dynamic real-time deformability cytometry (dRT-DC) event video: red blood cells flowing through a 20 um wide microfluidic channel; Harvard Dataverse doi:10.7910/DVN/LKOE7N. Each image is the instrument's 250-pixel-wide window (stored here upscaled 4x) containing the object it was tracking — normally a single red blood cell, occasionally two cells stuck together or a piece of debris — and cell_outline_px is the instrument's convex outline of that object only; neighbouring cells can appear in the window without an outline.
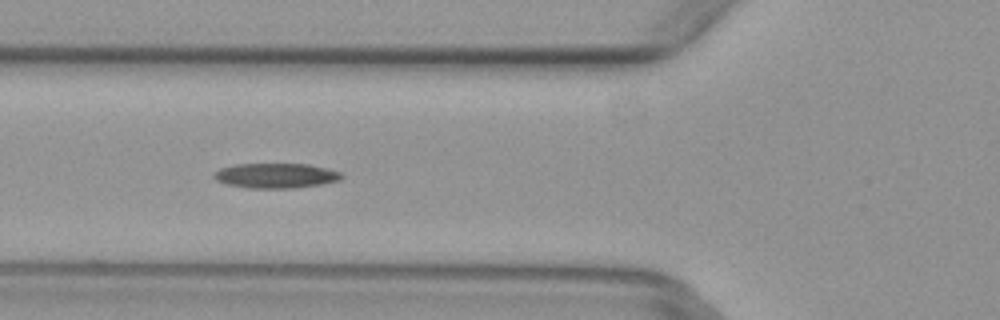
{"species": "common noctule bat (a hibernating species)", "species_latin": "Nyctalus noctula", "temperature_condition": "warm", "stored_images_in_passage": 7, "camera_frame_rate_fps": 3000, "um_per_image_px": 0.085, "animal": {"sex": "female", "body_mass_g": 29.2, "forearm_length_mm": 56.3}, "frame": {"image": 1, "passage_image": 5, "time_ms": 1.333, "image_size_px": [1000, 320], "cell_outline_px": [[344, 176], [340, 180], [320, 184], [296, 188], [248, 188], [224, 184], [216, 180], [212, 176], [212, 172], [220, 168], [232, 164], [308, 164], [340, 172]], "centroid_in_image_um": [23.37, 14.93], "position_along_channel_um": 102.4, "area_um2": 18.67}}
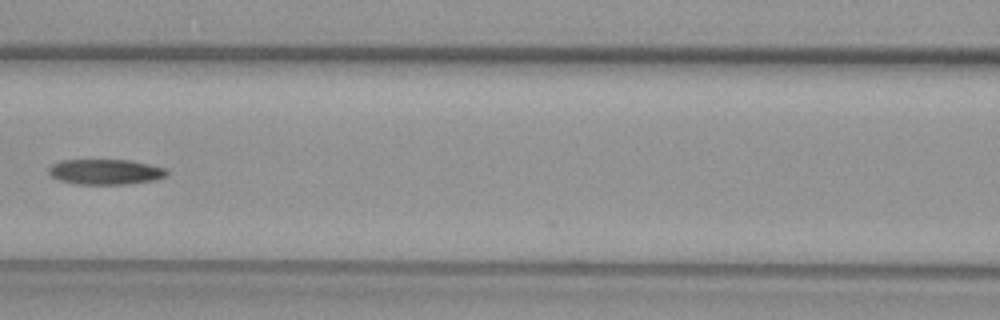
{"frame": {"image": 2, "passage_image": 6, "time_ms": 1.667, "image_size_px": [1000, 320], "cell_outline_px": [[168, 176], [156, 180], [128, 184], [76, 184], [60, 180], [52, 176], [48, 172], [48, 168], [52, 164], [60, 160], [132, 160], [168, 168]], "centroid_in_image_um": [9.02, 14.6], "position_along_channel_um": 157.6, "area_um2": 17.69}}